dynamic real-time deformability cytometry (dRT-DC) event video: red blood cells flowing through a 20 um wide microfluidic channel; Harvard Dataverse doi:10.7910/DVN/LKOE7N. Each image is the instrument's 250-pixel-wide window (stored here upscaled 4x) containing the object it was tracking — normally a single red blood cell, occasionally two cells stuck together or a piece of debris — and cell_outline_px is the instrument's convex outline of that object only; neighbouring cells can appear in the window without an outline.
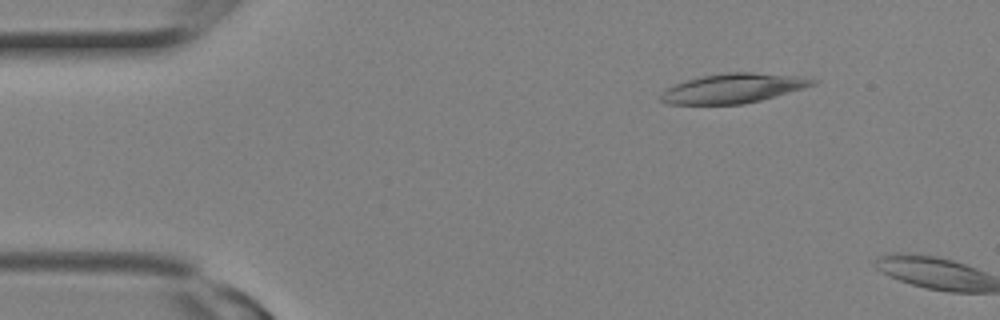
{"species": "Egyptian fruit bat (a non-hibernating species)", "species_latin": "Rousettus aegyptiacus", "temperature_condition": "room temperature", "stored_images_in_passage": 2, "camera_frame_rate_fps": 3000, "um_per_image_px": 0.085, "animal": {"sex": "female"}, "frame": {"image": 1, "passage_image": 1, "time_ms": 0.0, "image_size_px": [1000, 320], "cell_outline_px": [[820, 80], [816, 84], [804, 88], [760, 100], [744, 104], [668, 104], [660, 100], [660, 96], [668, 88], [676, 84], [700, 76], [724, 72], [752, 72], [804, 76]], "centroid_in_image_um": [62.39, 7.49], "position_along_channel_um": 22.6, "area_um2": 26.13}}